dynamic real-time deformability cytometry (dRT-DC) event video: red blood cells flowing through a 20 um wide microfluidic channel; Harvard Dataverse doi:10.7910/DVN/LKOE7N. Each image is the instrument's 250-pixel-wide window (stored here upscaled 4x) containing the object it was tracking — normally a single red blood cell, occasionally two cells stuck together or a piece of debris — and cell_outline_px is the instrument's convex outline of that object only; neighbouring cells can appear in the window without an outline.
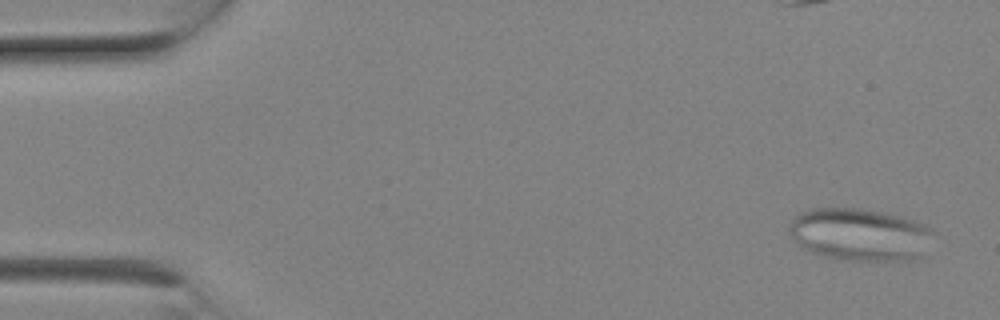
{"species": "Egyptian fruit bat (a non-hibernating species)", "species_latin": "Rousettus aegyptiacus", "temperature_condition": "room temperature", "stored_images_in_passage": 9, "camera_frame_rate_fps": 3000, "um_per_image_px": 0.085, "animal": {"sex": "female"}, "frame": {"image": 1, "passage_image": 1, "time_ms": 0.0, "image_size_px": [1000, 320], "cell_outline_px": [[936, 232], [916, 260], [852, 260], [828, 256], [812, 252], [804, 248], [788, 232], [788, 228], [792, 220], [796, 216], [812, 208], [860, 208], [884, 212], [912, 220], [924, 224], [932, 228]], "centroid_in_image_um": [73.11, 19.92], "position_along_channel_um": 11.9, "area_um2": 43.58}}